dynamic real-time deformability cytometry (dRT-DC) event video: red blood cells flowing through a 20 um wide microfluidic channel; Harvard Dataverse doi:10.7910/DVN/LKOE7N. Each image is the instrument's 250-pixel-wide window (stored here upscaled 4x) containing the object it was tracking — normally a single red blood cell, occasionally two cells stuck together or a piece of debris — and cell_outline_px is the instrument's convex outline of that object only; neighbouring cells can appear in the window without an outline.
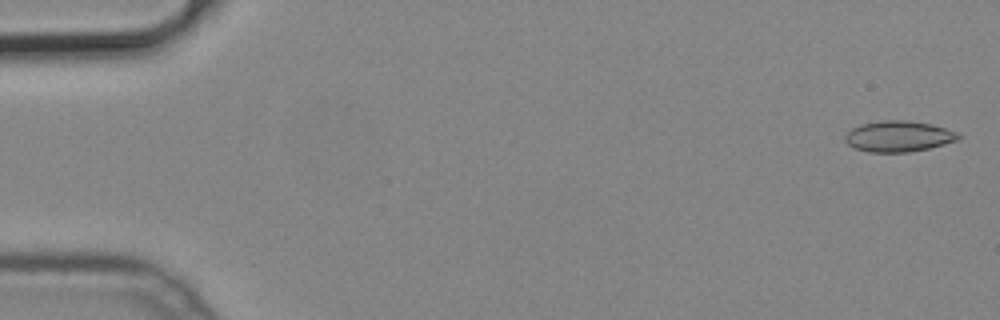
{"species": "common noctule bat (a hibernating species)", "species_latin": "Nyctalus noctula", "temperature_condition": "cold", "stored_images_in_passage": 51, "camera_frame_rate_fps": 3000, "um_per_image_px": 0.085, "animal": {"sex": "male", "body_mass_g": 19.2, "forearm_length_mm": 51.8}, "frame": {"image": 1, "passage_image": 2, "time_ms": 0.333, "image_size_px": [1000, 320], "cell_outline_px": [[960, 140], [928, 148], [908, 152], [868, 152], [856, 148], [848, 144], [844, 140], [844, 136], [852, 128], [860, 124], [880, 120], [908, 120], [932, 124], [956, 132], [960, 136]], "centroid_in_image_um": [76.36, 11.58], "position_along_channel_um": 8.6, "area_um2": 20.4}}
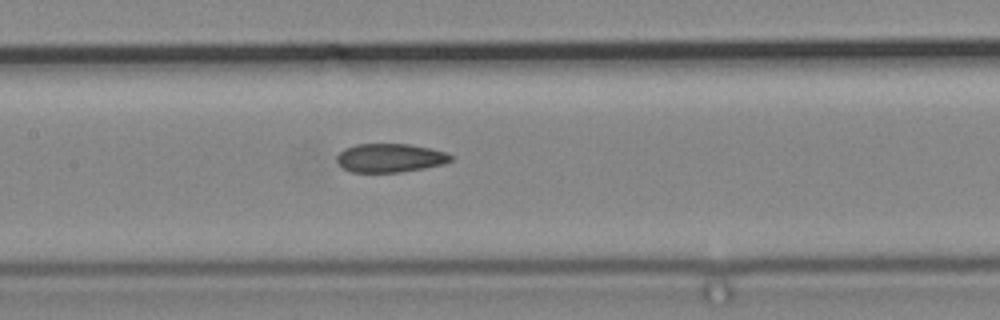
{"frame": {"image": 2, "passage_image": 25, "time_ms": 8.0, "image_size_px": [1000, 320], "cell_outline_px": [[456, 156], [452, 160], [444, 164], [424, 168], [400, 172], [352, 172], [344, 168], [336, 160], [336, 156], [344, 148], [356, 144], [408, 144], [432, 148], [448, 152]], "centroid_in_image_um": [33.21, 13.41], "position_along_channel_um": 174.2, "area_um2": 19.25}}
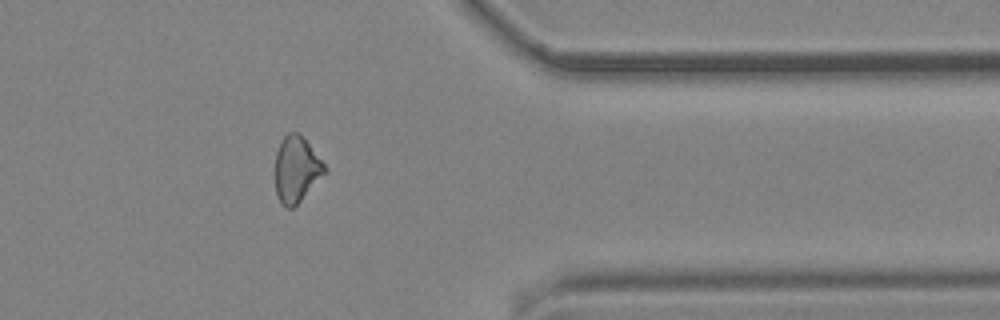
{"frame": {"image": 3, "passage_image": 42, "time_ms": 13.667, "image_size_px": [1000, 320], "cell_outline_px": [[328, 168], [300, 200], [292, 208], [284, 208], [280, 204], [276, 192], [276, 152], [280, 140], [288, 132], [300, 132]], "centroid_in_image_um": [25.17, 14.35], "position_along_channel_um": 386.2, "area_um2": 18.84}}